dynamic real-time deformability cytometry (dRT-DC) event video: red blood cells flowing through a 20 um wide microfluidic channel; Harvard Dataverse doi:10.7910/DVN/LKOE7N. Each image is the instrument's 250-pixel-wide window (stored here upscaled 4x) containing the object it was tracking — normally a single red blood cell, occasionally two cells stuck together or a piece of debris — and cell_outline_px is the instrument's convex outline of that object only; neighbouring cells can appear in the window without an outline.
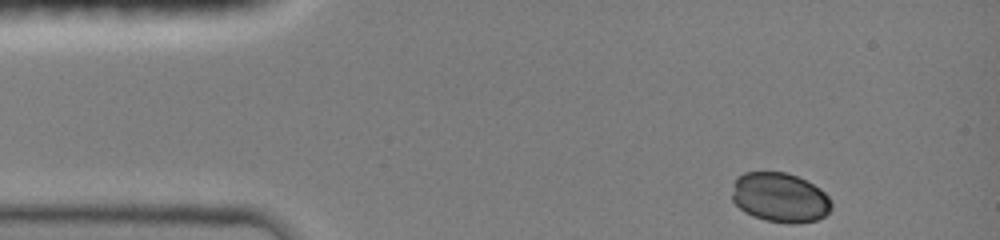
{"species": "common noctule bat (a hibernating species)", "species_latin": "Nyctalus noctula", "temperature_condition": "room temperature", "stored_images_in_passage": 39, "camera_frame_rate_fps": 3000, "um_per_image_px": 0.085, "animal": {"sex": "female", "body_mass_g": 19.0, "forearm_length_mm": 51.5}, "frame": {"image": 1, "passage_image": 1, "time_ms": 0.0, "image_size_px": [1000, 240], "cell_outline_px": [[832, 208], [824, 216], [816, 220], [792, 224], [788, 224], [764, 220], [752, 216], [744, 212], [732, 200], [732, 192], [736, 176], [744, 172], [788, 172], [820, 188], [832, 200]], "centroid_in_image_um": [66.29, 16.79], "position_along_channel_um": 18.7, "area_um2": 28.96}}
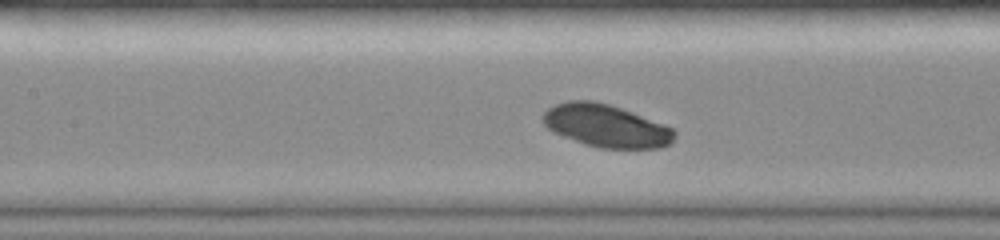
{"frame": {"image": 2, "passage_image": 17, "time_ms": 5.333, "image_size_px": [1000, 240], "cell_outline_px": [[676, 136], [672, 144], [660, 148], [600, 148], [584, 144], [552, 132], [544, 124], [544, 112], [548, 108], [556, 104], [568, 100], [592, 100], [608, 104], [632, 112], [664, 124], [672, 128], [676, 132]], "centroid_in_image_um": [51.54, 10.7], "position_along_channel_um": 155.9, "area_um2": 32.71}}
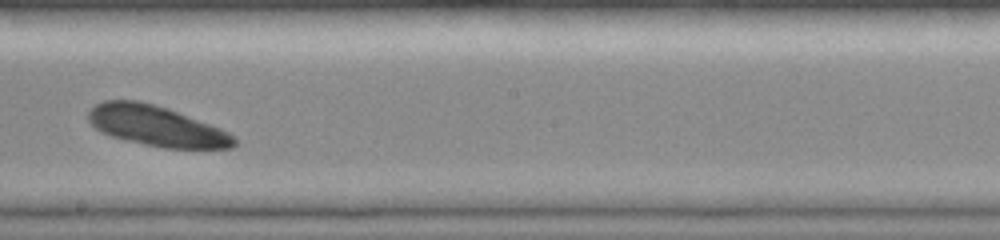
{"frame": {"image": 3, "passage_image": 23, "time_ms": 7.333, "image_size_px": [1000, 240], "cell_outline_px": [[236, 144], [232, 148], [164, 148], [124, 140], [100, 132], [88, 120], [88, 112], [96, 104], [104, 100], [136, 100], [156, 104], [168, 108], [220, 128], [228, 132], [236, 140]], "centroid_in_image_um": [13.28, 10.7], "position_along_channel_um": 234.9, "area_um2": 34.16}}